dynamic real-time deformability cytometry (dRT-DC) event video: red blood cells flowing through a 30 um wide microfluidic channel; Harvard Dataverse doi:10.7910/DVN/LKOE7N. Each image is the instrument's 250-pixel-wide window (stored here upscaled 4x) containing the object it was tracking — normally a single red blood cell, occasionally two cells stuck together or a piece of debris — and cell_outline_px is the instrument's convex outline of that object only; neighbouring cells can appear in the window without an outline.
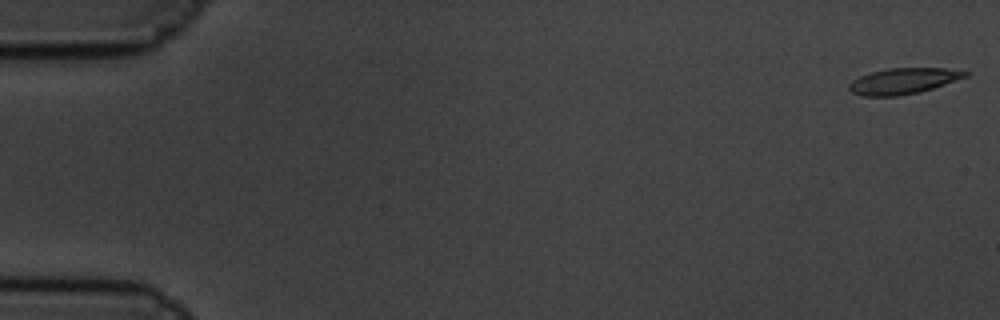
{"species": "common noctule bat (a hibernating species)", "species_latin": "Nyctalus noctula", "temperature_condition": "cold", "stored_images_in_passage": 60, "camera_frame_rate_fps": 3000, "um_per_image_px": 0.085, "animal": {"sex": "male", "body_mass_g": 19.5, "forearm_length_mm": 54.6}, "frame": {"image": 1, "passage_image": 1, "time_ms": 0.0, "image_size_px": [1000, 320], "cell_outline_px": [[968, 76], [932, 88], [900, 96], [860, 96], [852, 92], [848, 88], [848, 84], [852, 80], [860, 76], [872, 72], [888, 68], [944, 68], [968, 72]], "centroid_in_image_um": [76.72, 6.89], "position_along_channel_um": 8.3, "area_um2": 17.34}}
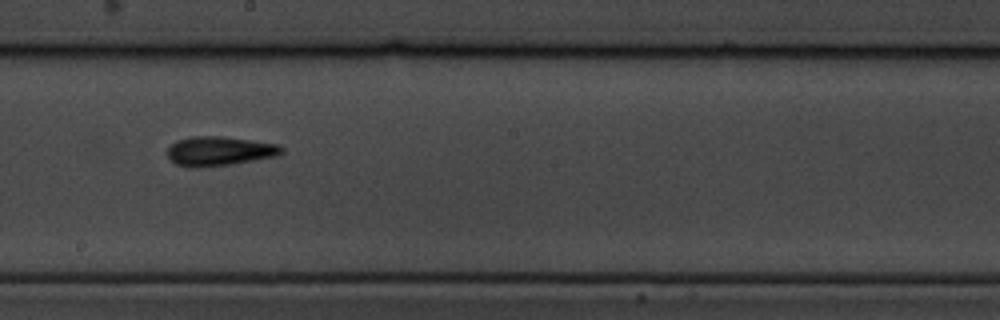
{"frame": {"image": 2, "passage_image": 34, "time_ms": 11.0, "image_size_px": [1000, 320], "cell_outline_px": [[284, 152], [276, 156], [232, 164], [196, 168], [188, 168], [176, 164], [168, 160], [168, 148], [176, 140], [192, 136], [220, 136], [276, 144], [284, 148]], "centroid_in_image_um": [18.6, 12.86], "position_along_channel_um": 229.6, "area_um2": 19.54}}
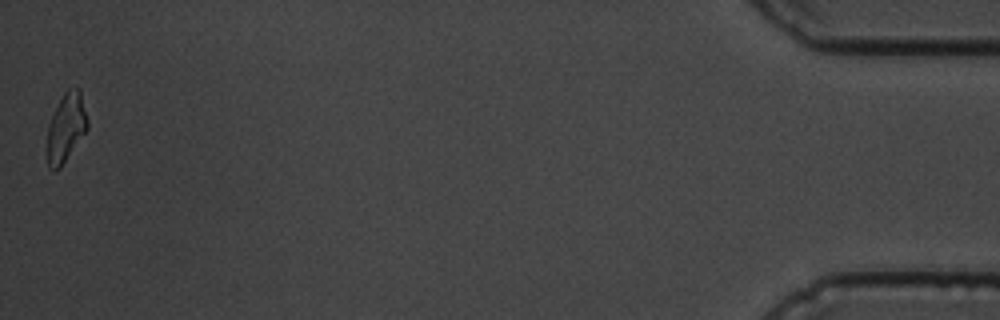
{"frame": {"image": 3, "passage_image": 60, "time_ms": 19.667, "image_size_px": [1000, 320], "cell_outline_px": [[88, 128], [60, 168], [52, 172], [48, 168], [48, 124], [64, 92], [68, 88], [80, 88], [88, 120]], "centroid_in_image_um": [5.63, 10.84], "position_along_channel_um": 429.6, "area_um2": 15.95}, "authors_computed_cell_mechanics": {"area_um2": 17.8891, "velocity_mm_per_s": 3.3453, "shape_relaxation_time_tau1_ms": 7.8092, "shape_relaxation_time_tau2_ms": 8.9488, "deformation_change_tau1": 0.1726, "deformation_change_tau2": 0.1927}}